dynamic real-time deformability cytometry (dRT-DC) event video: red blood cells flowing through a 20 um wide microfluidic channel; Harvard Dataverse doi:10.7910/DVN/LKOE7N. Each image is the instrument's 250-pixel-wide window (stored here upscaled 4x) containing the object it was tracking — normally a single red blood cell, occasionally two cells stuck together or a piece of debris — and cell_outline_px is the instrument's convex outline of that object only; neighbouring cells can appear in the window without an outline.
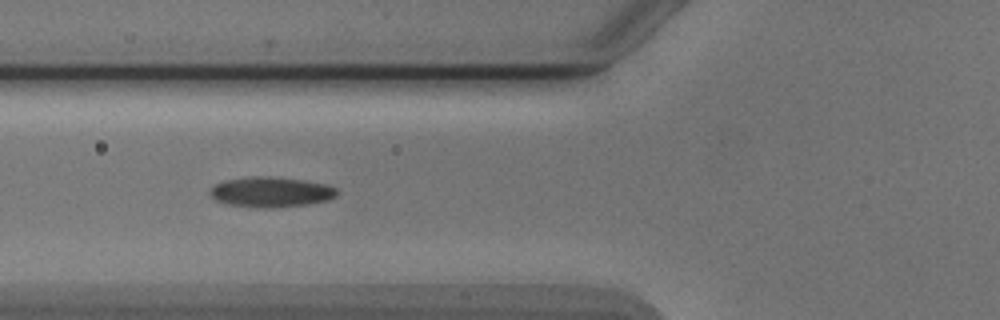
{"species": "Egyptian fruit bat (a non-hibernating species)", "species_latin": "Rousettus aegyptiacus", "temperature_condition": "cold", "stored_images_in_passage": 8, "camera_frame_rate_fps": 3000, "um_per_image_px": 0.085, "animal": {"sex": "male"}, "frame": {"image": 1, "passage_image": 6, "time_ms": 6.667, "image_size_px": [1000, 320], "cell_outline_px": [[336, 196], [328, 200], [308, 204], [272, 208], [260, 208], [228, 204], [216, 200], [208, 192], [216, 184], [228, 180], [248, 176], [268, 176], [304, 180], [328, 184], [336, 188]], "centroid_in_image_um": [23.05, 16.32], "position_along_channel_um": 102.7, "area_um2": 22.31}}
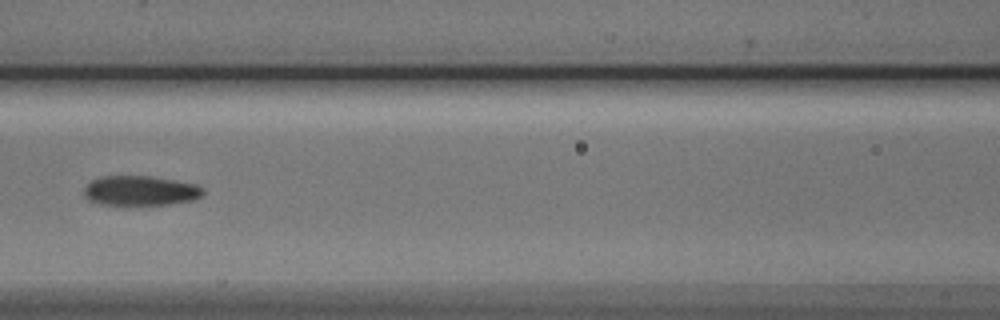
{"frame": {"image": 2, "passage_image": 7, "time_ms": 8.0, "image_size_px": [1000, 320], "cell_outline_px": [[204, 192], [200, 196], [192, 200], [168, 204], [128, 208], [100, 204], [88, 200], [84, 196], [84, 188], [92, 180], [100, 176], [148, 176], [196, 184], [204, 188]], "centroid_in_image_um": [11.87, 16.26], "position_along_channel_um": 154.7, "area_um2": 21.39}}
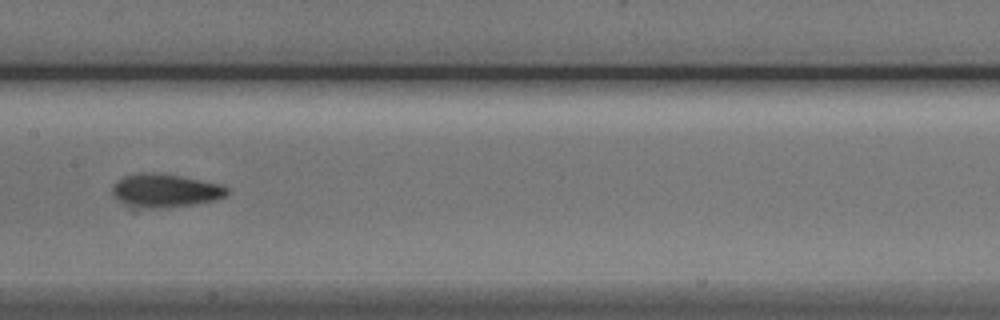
{"frame": {"image": 3, "passage_image": 8, "time_ms": 9.0, "image_size_px": [1000, 320], "cell_outline_px": [[228, 192], [224, 196], [216, 200], [192, 204], [160, 208], [128, 208], [112, 196], [112, 188], [124, 176], [140, 172], [156, 172], [180, 176], [224, 184], [228, 188]], "centroid_in_image_um": [14.01, 16.21], "position_along_channel_um": 193.4, "area_um2": 22.6}}